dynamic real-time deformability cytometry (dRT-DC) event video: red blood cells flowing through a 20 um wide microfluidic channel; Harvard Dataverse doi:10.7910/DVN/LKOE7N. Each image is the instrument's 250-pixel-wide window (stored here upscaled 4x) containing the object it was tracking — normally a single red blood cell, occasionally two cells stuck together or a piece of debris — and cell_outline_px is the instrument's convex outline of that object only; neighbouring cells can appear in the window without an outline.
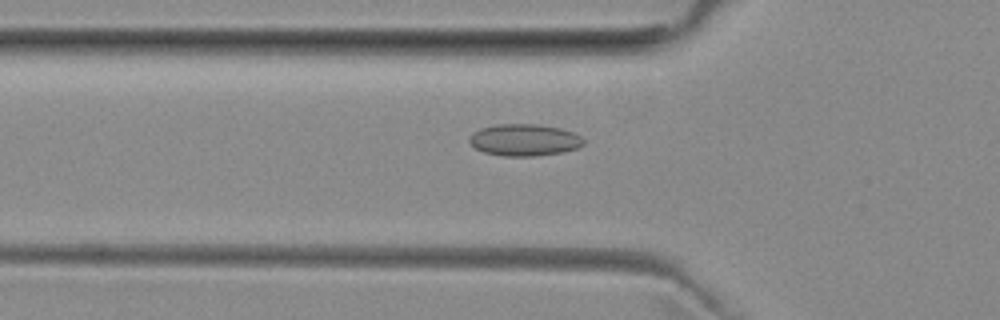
{"species": "common noctule bat (a hibernating species)", "species_latin": "Nyctalus noctula", "temperature_condition": "room temperature", "stored_images_in_passage": 34, "camera_frame_rate_fps": 3000, "um_per_image_px": 0.085, "animal": {"sex": "female", "body_mass_g": 29.2, "forearm_length_mm": 56.3}, "frame": {"image": 1, "passage_image": 9, "time_ms": 2.667, "image_size_px": [1000, 320], "cell_outline_px": [[584, 144], [576, 148], [560, 152], [536, 156], [504, 156], [484, 152], [476, 148], [468, 140], [472, 132], [480, 128], [496, 124], [536, 124], [560, 128], [572, 132], [580, 136], [584, 140]], "centroid_in_image_um": [44.54, 11.89], "position_along_channel_um": 81.3, "area_um2": 21.1}}
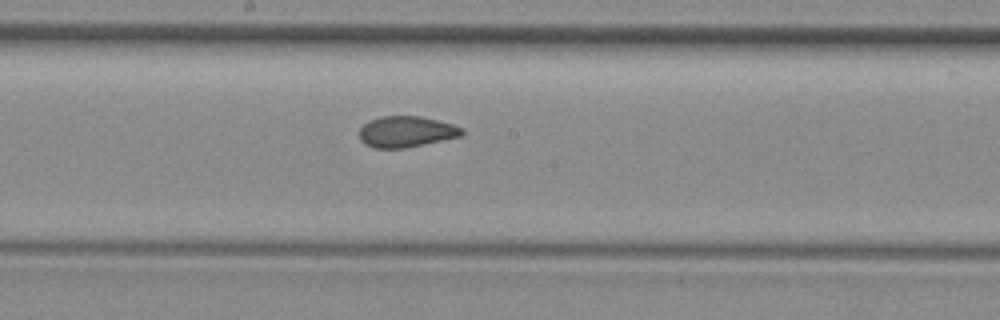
{"frame": {"image": 2, "passage_image": 19, "time_ms": 6.0, "image_size_px": [1000, 320], "cell_outline_px": [[464, 132], [460, 136], [424, 144], [404, 148], [376, 148], [364, 144], [360, 140], [360, 128], [368, 120], [380, 116], [420, 116], [452, 124], [464, 128]], "centroid_in_image_um": [34.51, 11.19], "position_along_channel_um": 213.7, "area_um2": 18.5}}
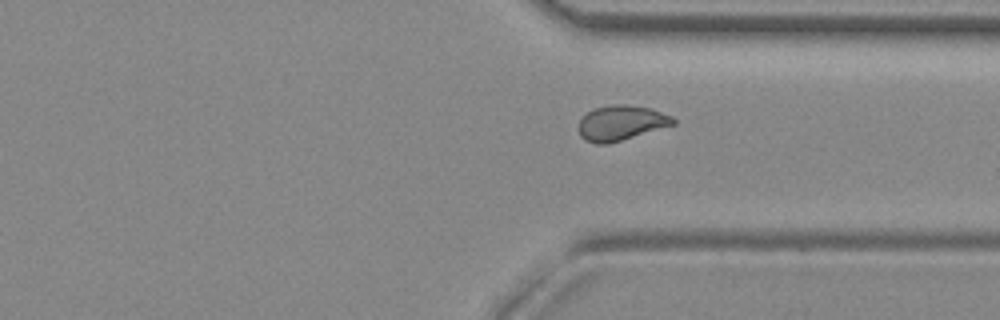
{"frame": {"image": 3, "passage_image": 30, "time_ms": 9.667, "image_size_px": [1000, 320], "cell_outline_px": [[676, 124], [608, 144], [596, 144], [584, 140], [580, 136], [576, 128], [580, 120], [588, 112], [596, 108], [612, 104], [628, 104], [652, 108], [672, 116], [676, 120]], "centroid_in_image_um": [52.79, 10.45], "position_along_channel_um": 358.6, "area_um2": 19.54}}